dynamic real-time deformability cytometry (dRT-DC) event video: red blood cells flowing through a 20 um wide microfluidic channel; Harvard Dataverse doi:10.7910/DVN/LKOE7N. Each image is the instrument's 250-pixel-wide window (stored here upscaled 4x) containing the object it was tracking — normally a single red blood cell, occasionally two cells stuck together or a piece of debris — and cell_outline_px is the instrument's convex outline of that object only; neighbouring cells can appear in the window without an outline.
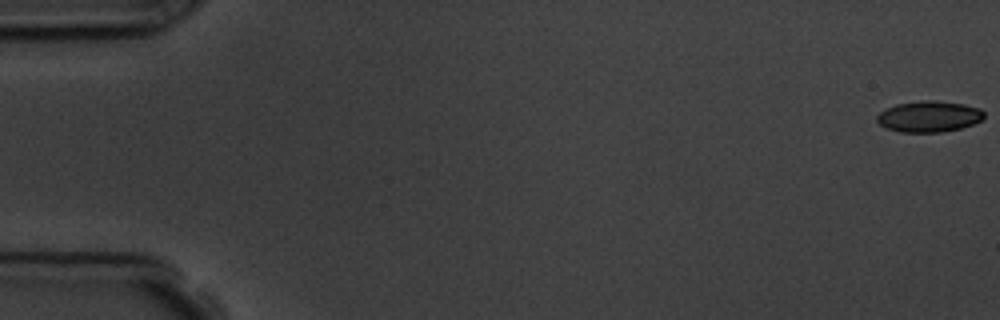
{"species": "common noctule bat (a hibernating species)", "species_latin": "Nyctalus noctula", "temperature_condition": "room temperature", "stored_images_in_passage": 7, "camera_frame_rate_fps": 3000, "um_per_image_px": 0.085, "animal": {"sex": "male", "body_mass_g": 19.5, "forearm_length_mm": 54.6}, "frame": {"image": 1, "passage_image": 1, "time_ms": 0.0, "image_size_px": [1000, 320], "cell_outline_px": [[984, 116], [980, 120], [972, 124], [960, 128], [940, 132], [900, 132], [884, 128], [876, 120], [876, 116], [880, 112], [896, 104], [964, 104], [980, 108], [984, 112]], "centroid_in_image_um": [78.94, 9.97], "position_along_channel_um": 6.1, "area_um2": 18.21}}
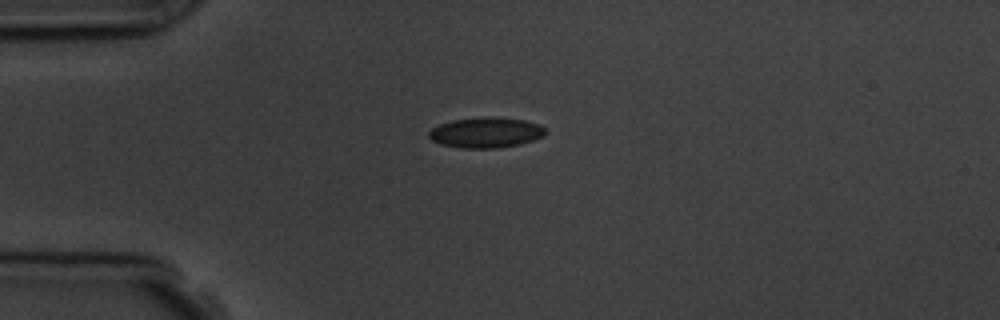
{"frame": {"image": 2, "passage_image": 5, "time_ms": 4.667, "image_size_px": [1000, 320], "cell_outline_px": [[548, 132], [544, 136], [520, 144], [500, 148], [460, 148], [440, 144], [432, 140], [428, 136], [428, 132], [432, 128], [440, 124], [452, 120], [524, 120], [540, 124]], "centroid_in_image_um": [41.3, 11.33], "position_along_channel_um": 43.7, "area_um2": 19.77}}